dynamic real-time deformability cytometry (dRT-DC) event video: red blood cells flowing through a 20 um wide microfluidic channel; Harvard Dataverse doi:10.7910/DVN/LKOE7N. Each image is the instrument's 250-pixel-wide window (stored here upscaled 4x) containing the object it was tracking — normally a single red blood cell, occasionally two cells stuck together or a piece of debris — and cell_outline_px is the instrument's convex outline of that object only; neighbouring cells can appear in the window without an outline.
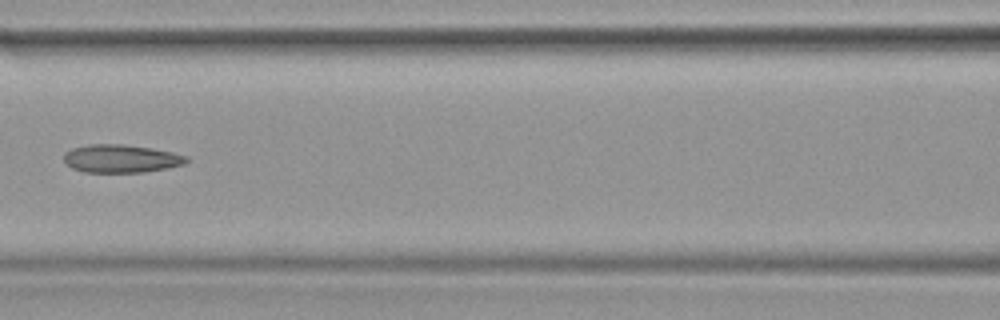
{"species": "common noctule bat (a hibernating species)", "species_latin": "Nyctalus noctula", "temperature_condition": "warm", "stored_images_in_passage": 18, "camera_frame_rate_fps": 3000, "um_per_image_px": 0.085, "animal": {"sex": "female", "body_mass_g": 19.9}, "frame": {"image": 1, "passage_image": 8, "time_ms": 2.333, "image_size_px": [1000, 320], "cell_outline_px": [[192, 160], [184, 164], [168, 168], [144, 172], [84, 172], [72, 168], [64, 160], [64, 152], [72, 148], [88, 144], [120, 144], [152, 148], [172, 152], [188, 156]], "centroid_in_image_um": [10.32, 13.48], "position_along_channel_um": 156.3, "area_um2": 20.17}}